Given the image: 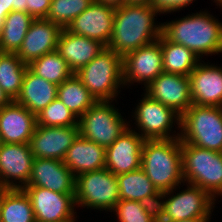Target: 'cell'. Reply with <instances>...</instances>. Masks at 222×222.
Listing matches in <instances>:
<instances>
[{
    "instance_id": "cell-1",
    "label": "cell",
    "mask_w": 222,
    "mask_h": 222,
    "mask_svg": "<svg viewBox=\"0 0 222 222\" xmlns=\"http://www.w3.org/2000/svg\"><path fill=\"white\" fill-rule=\"evenodd\" d=\"M158 13L150 5L124 4L115 8L114 25L108 48L121 57L152 43L162 35Z\"/></svg>"
},
{
    "instance_id": "cell-2",
    "label": "cell",
    "mask_w": 222,
    "mask_h": 222,
    "mask_svg": "<svg viewBox=\"0 0 222 222\" xmlns=\"http://www.w3.org/2000/svg\"><path fill=\"white\" fill-rule=\"evenodd\" d=\"M193 14L161 23L162 35L171 42L187 47L199 59L204 55L222 53V23L208 11L200 10Z\"/></svg>"
},
{
    "instance_id": "cell-3",
    "label": "cell",
    "mask_w": 222,
    "mask_h": 222,
    "mask_svg": "<svg viewBox=\"0 0 222 222\" xmlns=\"http://www.w3.org/2000/svg\"><path fill=\"white\" fill-rule=\"evenodd\" d=\"M141 169L159 193L180 188L185 183L182 173L180 138L145 139L141 153Z\"/></svg>"
},
{
    "instance_id": "cell-4",
    "label": "cell",
    "mask_w": 222,
    "mask_h": 222,
    "mask_svg": "<svg viewBox=\"0 0 222 222\" xmlns=\"http://www.w3.org/2000/svg\"><path fill=\"white\" fill-rule=\"evenodd\" d=\"M75 75L96 101L116 100L118 89L124 87L122 57L108 47Z\"/></svg>"
},
{
    "instance_id": "cell-5",
    "label": "cell",
    "mask_w": 222,
    "mask_h": 222,
    "mask_svg": "<svg viewBox=\"0 0 222 222\" xmlns=\"http://www.w3.org/2000/svg\"><path fill=\"white\" fill-rule=\"evenodd\" d=\"M184 182L207 191L214 199L222 195V152L181 142Z\"/></svg>"
},
{
    "instance_id": "cell-6",
    "label": "cell",
    "mask_w": 222,
    "mask_h": 222,
    "mask_svg": "<svg viewBox=\"0 0 222 222\" xmlns=\"http://www.w3.org/2000/svg\"><path fill=\"white\" fill-rule=\"evenodd\" d=\"M180 140L222 152V107L192 106L181 116Z\"/></svg>"
},
{
    "instance_id": "cell-7",
    "label": "cell",
    "mask_w": 222,
    "mask_h": 222,
    "mask_svg": "<svg viewBox=\"0 0 222 222\" xmlns=\"http://www.w3.org/2000/svg\"><path fill=\"white\" fill-rule=\"evenodd\" d=\"M186 184L188 186L187 189L179 191L175 195L173 192L174 190L176 191V188L160 194L161 201H159L157 206L158 221L211 219L210 214L213 212L212 209L215 207L214 202L216 199L202 188ZM164 198L165 201H162Z\"/></svg>"
},
{
    "instance_id": "cell-8",
    "label": "cell",
    "mask_w": 222,
    "mask_h": 222,
    "mask_svg": "<svg viewBox=\"0 0 222 222\" xmlns=\"http://www.w3.org/2000/svg\"><path fill=\"white\" fill-rule=\"evenodd\" d=\"M75 205L111 212L120 200L117 176L107 168L75 177Z\"/></svg>"
},
{
    "instance_id": "cell-9",
    "label": "cell",
    "mask_w": 222,
    "mask_h": 222,
    "mask_svg": "<svg viewBox=\"0 0 222 222\" xmlns=\"http://www.w3.org/2000/svg\"><path fill=\"white\" fill-rule=\"evenodd\" d=\"M113 101H96L79 119V134L107 148L131 126L123 119Z\"/></svg>"
},
{
    "instance_id": "cell-10",
    "label": "cell",
    "mask_w": 222,
    "mask_h": 222,
    "mask_svg": "<svg viewBox=\"0 0 222 222\" xmlns=\"http://www.w3.org/2000/svg\"><path fill=\"white\" fill-rule=\"evenodd\" d=\"M139 101L133 113V118H135L134 120L138 128L135 129L139 131V135L144 139L180 138L178 132L177 136L176 134L170 135L172 127L175 125L174 122H176L177 127L180 129L181 116L179 114L172 108L163 105L157 100H153L146 93Z\"/></svg>"
},
{
    "instance_id": "cell-11",
    "label": "cell",
    "mask_w": 222,
    "mask_h": 222,
    "mask_svg": "<svg viewBox=\"0 0 222 222\" xmlns=\"http://www.w3.org/2000/svg\"><path fill=\"white\" fill-rule=\"evenodd\" d=\"M122 67L124 86L143 82L146 88L164 72L160 37L152 43L125 54L122 57Z\"/></svg>"
},
{
    "instance_id": "cell-12",
    "label": "cell",
    "mask_w": 222,
    "mask_h": 222,
    "mask_svg": "<svg viewBox=\"0 0 222 222\" xmlns=\"http://www.w3.org/2000/svg\"><path fill=\"white\" fill-rule=\"evenodd\" d=\"M35 222H75L74 194H62L43 187L25 186Z\"/></svg>"
},
{
    "instance_id": "cell-13",
    "label": "cell",
    "mask_w": 222,
    "mask_h": 222,
    "mask_svg": "<svg viewBox=\"0 0 222 222\" xmlns=\"http://www.w3.org/2000/svg\"><path fill=\"white\" fill-rule=\"evenodd\" d=\"M33 160L30 144L3 143L0 147V189H23L27 186Z\"/></svg>"
},
{
    "instance_id": "cell-14",
    "label": "cell",
    "mask_w": 222,
    "mask_h": 222,
    "mask_svg": "<svg viewBox=\"0 0 222 222\" xmlns=\"http://www.w3.org/2000/svg\"><path fill=\"white\" fill-rule=\"evenodd\" d=\"M145 90L153 100L172 108L180 116L193 104L189 76L163 72Z\"/></svg>"
},
{
    "instance_id": "cell-15",
    "label": "cell",
    "mask_w": 222,
    "mask_h": 222,
    "mask_svg": "<svg viewBox=\"0 0 222 222\" xmlns=\"http://www.w3.org/2000/svg\"><path fill=\"white\" fill-rule=\"evenodd\" d=\"M114 17V7L93 1L71 21L66 30L97 40L107 47L113 32Z\"/></svg>"
},
{
    "instance_id": "cell-16",
    "label": "cell",
    "mask_w": 222,
    "mask_h": 222,
    "mask_svg": "<svg viewBox=\"0 0 222 222\" xmlns=\"http://www.w3.org/2000/svg\"><path fill=\"white\" fill-rule=\"evenodd\" d=\"M145 139L130 126L106 148L105 168L120 175L141 168V153Z\"/></svg>"
},
{
    "instance_id": "cell-17",
    "label": "cell",
    "mask_w": 222,
    "mask_h": 222,
    "mask_svg": "<svg viewBox=\"0 0 222 222\" xmlns=\"http://www.w3.org/2000/svg\"><path fill=\"white\" fill-rule=\"evenodd\" d=\"M79 135V126L45 127L36 125L30 140L34 158L63 161L67 150Z\"/></svg>"
},
{
    "instance_id": "cell-18",
    "label": "cell",
    "mask_w": 222,
    "mask_h": 222,
    "mask_svg": "<svg viewBox=\"0 0 222 222\" xmlns=\"http://www.w3.org/2000/svg\"><path fill=\"white\" fill-rule=\"evenodd\" d=\"M62 28L46 18L34 19L24 40L15 53L23 63L29 65L33 60L57 50Z\"/></svg>"
},
{
    "instance_id": "cell-19",
    "label": "cell",
    "mask_w": 222,
    "mask_h": 222,
    "mask_svg": "<svg viewBox=\"0 0 222 222\" xmlns=\"http://www.w3.org/2000/svg\"><path fill=\"white\" fill-rule=\"evenodd\" d=\"M202 62L189 75L192 102L198 106L222 107V67Z\"/></svg>"
},
{
    "instance_id": "cell-20",
    "label": "cell",
    "mask_w": 222,
    "mask_h": 222,
    "mask_svg": "<svg viewBox=\"0 0 222 222\" xmlns=\"http://www.w3.org/2000/svg\"><path fill=\"white\" fill-rule=\"evenodd\" d=\"M27 186L75 194V176L61 160L34 158Z\"/></svg>"
},
{
    "instance_id": "cell-21",
    "label": "cell",
    "mask_w": 222,
    "mask_h": 222,
    "mask_svg": "<svg viewBox=\"0 0 222 222\" xmlns=\"http://www.w3.org/2000/svg\"><path fill=\"white\" fill-rule=\"evenodd\" d=\"M36 125V116L15 100L0 108L3 143L29 144Z\"/></svg>"
},
{
    "instance_id": "cell-22",
    "label": "cell",
    "mask_w": 222,
    "mask_h": 222,
    "mask_svg": "<svg viewBox=\"0 0 222 222\" xmlns=\"http://www.w3.org/2000/svg\"><path fill=\"white\" fill-rule=\"evenodd\" d=\"M105 47L97 40L62 29L56 51L65 59L69 68L76 73L100 54Z\"/></svg>"
},
{
    "instance_id": "cell-23",
    "label": "cell",
    "mask_w": 222,
    "mask_h": 222,
    "mask_svg": "<svg viewBox=\"0 0 222 222\" xmlns=\"http://www.w3.org/2000/svg\"><path fill=\"white\" fill-rule=\"evenodd\" d=\"M106 148L87 140L80 134L67 150L63 163L77 175L105 168Z\"/></svg>"
},
{
    "instance_id": "cell-24",
    "label": "cell",
    "mask_w": 222,
    "mask_h": 222,
    "mask_svg": "<svg viewBox=\"0 0 222 222\" xmlns=\"http://www.w3.org/2000/svg\"><path fill=\"white\" fill-rule=\"evenodd\" d=\"M58 94V85L34 74L27 68L16 102L27 108L35 116L46 108Z\"/></svg>"
},
{
    "instance_id": "cell-25",
    "label": "cell",
    "mask_w": 222,
    "mask_h": 222,
    "mask_svg": "<svg viewBox=\"0 0 222 222\" xmlns=\"http://www.w3.org/2000/svg\"><path fill=\"white\" fill-rule=\"evenodd\" d=\"M117 180L120 200L140 201L158 206L160 193L141 168L117 175Z\"/></svg>"
},
{
    "instance_id": "cell-26",
    "label": "cell",
    "mask_w": 222,
    "mask_h": 222,
    "mask_svg": "<svg viewBox=\"0 0 222 222\" xmlns=\"http://www.w3.org/2000/svg\"><path fill=\"white\" fill-rule=\"evenodd\" d=\"M0 222H35L31 200L23 189H0Z\"/></svg>"
},
{
    "instance_id": "cell-27",
    "label": "cell",
    "mask_w": 222,
    "mask_h": 222,
    "mask_svg": "<svg viewBox=\"0 0 222 222\" xmlns=\"http://www.w3.org/2000/svg\"><path fill=\"white\" fill-rule=\"evenodd\" d=\"M160 45L165 73L189 76L201 60L187 47L171 42L163 35L160 36Z\"/></svg>"
},
{
    "instance_id": "cell-28",
    "label": "cell",
    "mask_w": 222,
    "mask_h": 222,
    "mask_svg": "<svg viewBox=\"0 0 222 222\" xmlns=\"http://www.w3.org/2000/svg\"><path fill=\"white\" fill-rule=\"evenodd\" d=\"M33 20L26 12L11 11L0 30V52L16 53Z\"/></svg>"
},
{
    "instance_id": "cell-29",
    "label": "cell",
    "mask_w": 222,
    "mask_h": 222,
    "mask_svg": "<svg viewBox=\"0 0 222 222\" xmlns=\"http://www.w3.org/2000/svg\"><path fill=\"white\" fill-rule=\"evenodd\" d=\"M57 98L78 119L96 102L75 73L58 85Z\"/></svg>"
},
{
    "instance_id": "cell-30",
    "label": "cell",
    "mask_w": 222,
    "mask_h": 222,
    "mask_svg": "<svg viewBox=\"0 0 222 222\" xmlns=\"http://www.w3.org/2000/svg\"><path fill=\"white\" fill-rule=\"evenodd\" d=\"M27 68L15 53L0 52V87L11 100L19 96Z\"/></svg>"
},
{
    "instance_id": "cell-31",
    "label": "cell",
    "mask_w": 222,
    "mask_h": 222,
    "mask_svg": "<svg viewBox=\"0 0 222 222\" xmlns=\"http://www.w3.org/2000/svg\"><path fill=\"white\" fill-rule=\"evenodd\" d=\"M28 68L37 76L56 85L62 84L74 74L65 59L57 51L44 54L33 60Z\"/></svg>"
},
{
    "instance_id": "cell-32",
    "label": "cell",
    "mask_w": 222,
    "mask_h": 222,
    "mask_svg": "<svg viewBox=\"0 0 222 222\" xmlns=\"http://www.w3.org/2000/svg\"><path fill=\"white\" fill-rule=\"evenodd\" d=\"M118 222H157L158 208L140 201L119 200L111 212Z\"/></svg>"
},
{
    "instance_id": "cell-33",
    "label": "cell",
    "mask_w": 222,
    "mask_h": 222,
    "mask_svg": "<svg viewBox=\"0 0 222 222\" xmlns=\"http://www.w3.org/2000/svg\"><path fill=\"white\" fill-rule=\"evenodd\" d=\"M94 0H51L46 19L66 29Z\"/></svg>"
},
{
    "instance_id": "cell-34",
    "label": "cell",
    "mask_w": 222,
    "mask_h": 222,
    "mask_svg": "<svg viewBox=\"0 0 222 222\" xmlns=\"http://www.w3.org/2000/svg\"><path fill=\"white\" fill-rule=\"evenodd\" d=\"M36 124L45 127L79 126L78 118L58 98L36 115Z\"/></svg>"
},
{
    "instance_id": "cell-35",
    "label": "cell",
    "mask_w": 222,
    "mask_h": 222,
    "mask_svg": "<svg viewBox=\"0 0 222 222\" xmlns=\"http://www.w3.org/2000/svg\"><path fill=\"white\" fill-rule=\"evenodd\" d=\"M193 3V0H152L150 6L160 15L177 12Z\"/></svg>"
},
{
    "instance_id": "cell-36",
    "label": "cell",
    "mask_w": 222,
    "mask_h": 222,
    "mask_svg": "<svg viewBox=\"0 0 222 222\" xmlns=\"http://www.w3.org/2000/svg\"><path fill=\"white\" fill-rule=\"evenodd\" d=\"M51 0H25L26 13L34 19L46 18Z\"/></svg>"
},
{
    "instance_id": "cell-37",
    "label": "cell",
    "mask_w": 222,
    "mask_h": 222,
    "mask_svg": "<svg viewBox=\"0 0 222 222\" xmlns=\"http://www.w3.org/2000/svg\"><path fill=\"white\" fill-rule=\"evenodd\" d=\"M11 11L26 12L25 0H0V30L6 16Z\"/></svg>"
},
{
    "instance_id": "cell-38",
    "label": "cell",
    "mask_w": 222,
    "mask_h": 222,
    "mask_svg": "<svg viewBox=\"0 0 222 222\" xmlns=\"http://www.w3.org/2000/svg\"><path fill=\"white\" fill-rule=\"evenodd\" d=\"M94 1L114 8H119L122 5H124V0H94Z\"/></svg>"
},
{
    "instance_id": "cell-39",
    "label": "cell",
    "mask_w": 222,
    "mask_h": 222,
    "mask_svg": "<svg viewBox=\"0 0 222 222\" xmlns=\"http://www.w3.org/2000/svg\"><path fill=\"white\" fill-rule=\"evenodd\" d=\"M12 100L6 95V93L0 87V108L8 105Z\"/></svg>"
},
{
    "instance_id": "cell-40",
    "label": "cell",
    "mask_w": 222,
    "mask_h": 222,
    "mask_svg": "<svg viewBox=\"0 0 222 222\" xmlns=\"http://www.w3.org/2000/svg\"><path fill=\"white\" fill-rule=\"evenodd\" d=\"M152 0H124V4L150 5Z\"/></svg>"
},
{
    "instance_id": "cell-41",
    "label": "cell",
    "mask_w": 222,
    "mask_h": 222,
    "mask_svg": "<svg viewBox=\"0 0 222 222\" xmlns=\"http://www.w3.org/2000/svg\"><path fill=\"white\" fill-rule=\"evenodd\" d=\"M210 219H183L180 221H157V222H209Z\"/></svg>"
},
{
    "instance_id": "cell-42",
    "label": "cell",
    "mask_w": 222,
    "mask_h": 222,
    "mask_svg": "<svg viewBox=\"0 0 222 222\" xmlns=\"http://www.w3.org/2000/svg\"><path fill=\"white\" fill-rule=\"evenodd\" d=\"M214 2H216L217 6H221L222 7V0H214Z\"/></svg>"
},
{
    "instance_id": "cell-43",
    "label": "cell",
    "mask_w": 222,
    "mask_h": 222,
    "mask_svg": "<svg viewBox=\"0 0 222 222\" xmlns=\"http://www.w3.org/2000/svg\"><path fill=\"white\" fill-rule=\"evenodd\" d=\"M3 142H2V139H1V135H0V147L2 146Z\"/></svg>"
}]
</instances>
